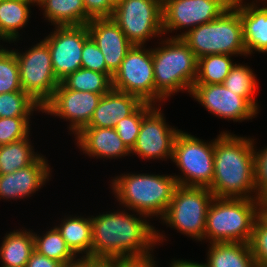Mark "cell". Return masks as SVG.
<instances>
[{"instance_id":"obj_1","label":"cell","mask_w":267,"mask_h":267,"mask_svg":"<svg viewBox=\"0 0 267 267\" xmlns=\"http://www.w3.org/2000/svg\"><path fill=\"white\" fill-rule=\"evenodd\" d=\"M137 215L138 218L135 212L131 215L122 210L91 216V260L120 263L153 260L150 251L166 236L150 225L145 215Z\"/></svg>"},{"instance_id":"obj_2","label":"cell","mask_w":267,"mask_h":267,"mask_svg":"<svg viewBox=\"0 0 267 267\" xmlns=\"http://www.w3.org/2000/svg\"><path fill=\"white\" fill-rule=\"evenodd\" d=\"M254 148L252 138L228 131L215 138L214 174L208 188L215 197L257 199Z\"/></svg>"},{"instance_id":"obj_3","label":"cell","mask_w":267,"mask_h":267,"mask_svg":"<svg viewBox=\"0 0 267 267\" xmlns=\"http://www.w3.org/2000/svg\"><path fill=\"white\" fill-rule=\"evenodd\" d=\"M112 192L121 205L146 217L165 215L178 186L174 175L122 174L113 178Z\"/></svg>"},{"instance_id":"obj_4","label":"cell","mask_w":267,"mask_h":267,"mask_svg":"<svg viewBox=\"0 0 267 267\" xmlns=\"http://www.w3.org/2000/svg\"><path fill=\"white\" fill-rule=\"evenodd\" d=\"M152 49L155 84V103L188 90L190 94L197 79L198 59L181 38L161 41Z\"/></svg>"},{"instance_id":"obj_5","label":"cell","mask_w":267,"mask_h":267,"mask_svg":"<svg viewBox=\"0 0 267 267\" xmlns=\"http://www.w3.org/2000/svg\"><path fill=\"white\" fill-rule=\"evenodd\" d=\"M257 218L258 199L214 197L207 212L204 240L249 244Z\"/></svg>"},{"instance_id":"obj_6","label":"cell","mask_w":267,"mask_h":267,"mask_svg":"<svg viewBox=\"0 0 267 267\" xmlns=\"http://www.w3.org/2000/svg\"><path fill=\"white\" fill-rule=\"evenodd\" d=\"M170 38H181L197 59L213 54L247 56L240 14L233 6L213 21Z\"/></svg>"},{"instance_id":"obj_7","label":"cell","mask_w":267,"mask_h":267,"mask_svg":"<svg viewBox=\"0 0 267 267\" xmlns=\"http://www.w3.org/2000/svg\"><path fill=\"white\" fill-rule=\"evenodd\" d=\"M214 197L206 187L178 185L161 220L180 233L202 241L204 240L207 212Z\"/></svg>"},{"instance_id":"obj_8","label":"cell","mask_w":267,"mask_h":267,"mask_svg":"<svg viewBox=\"0 0 267 267\" xmlns=\"http://www.w3.org/2000/svg\"><path fill=\"white\" fill-rule=\"evenodd\" d=\"M214 141L203 142L195 136L179 131L173 145L172 160L182 172L174 175L177 184L187 187H206L214 174Z\"/></svg>"},{"instance_id":"obj_9","label":"cell","mask_w":267,"mask_h":267,"mask_svg":"<svg viewBox=\"0 0 267 267\" xmlns=\"http://www.w3.org/2000/svg\"><path fill=\"white\" fill-rule=\"evenodd\" d=\"M112 19L132 45L144 46L152 37L163 35L160 0H118Z\"/></svg>"},{"instance_id":"obj_10","label":"cell","mask_w":267,"mask_h":267,"mask_svg":"<svg viewBox=\"0 0 267 267\" xmlns=\"http://www.w3.org/2000/svg\"><path fill=\"white\" fill-rule=\"evenodd\" d=\"M14 53L23 91L43 107L60 84L54 74L48 45L42 40L24 53L16 49Z\"/></svg>"},{"instance_id":"obj_11","label":"cell","mask_w":267,"mask_h":267,"mask_svg":"<svg viewBox=\"0 0 267 267\" xmlns=\"http://www.w3.org/2000/svg\"><path fill=\"white\" fill-rule=\"evenodd\" d=\"M112 88L155 104L152 48L133 45L112 78Z\"/></svg>"},{"instance_id":"obj_12","label":"cell","mask_w":267,"mask_h":267,"mask_svg":"<svg viewBox=\"0 0 267 267\" xmlns=\"http://www.w3.org/2000/svg\"><path fill=\"white\" fill-rule=\"evenodd\" d=\"M232 3L233 0H166L162 3L163 34L186 27L191 30L211 22L229 9Z\"/></svg>"},{"instance_id":"obj_13","label":"cell","mask_w":267,"mask_h":267,"mask_svg":"<svg viewBox=\"0 0 267 267\" xmlns=\"http://www.w3.org/2000/svg\"><path fill=\"white\" fill-rule=\"evenodd\" d=\"M102 96L68 89L60 82L50 100L42 107V113L69 120V130L76 136L89 124Z\"/></svg>"},{"instance_id":"obj_14","label":"cell","mask_w":267,"mask_h":267,"mask_svg":"<svg viewBox=\"0 0 267 267\" xmlns=\"http://www.w3.org/2000/svg\"><path fill=\"white\" fill-rule=\"evenodd\" d=\"M54 29L43 41L49 47L54 74L61 81L82 68L81 53L90 34L86 25L55 26Z\"/></svg>"},{"instance_id":"obj_15","label":"cell","mask_w":267,"mask_h":267,"mask_svg":"<svg viewBox=\"0 0 267 267\" xmlns=\"http://www.w3.org/2000/svg\"><path fill=\"white\" fill-rule=\"evenodd\" d=\"M160 109L154 106L142 118L140 132L131 154H136L144 160H159V158L172 160L174 141L180 129L166 124Z\"/></svg>"},{"instance_id":"obj_16","label":"cell","mask_w":267,"mask_h":267,"mask_svg":"<svg viewBox=\"0 0 267 267\" xmlns=\"http://www.w3.org/2000/svg\"><path fill=\"white\" fill-rule=\"evenodd\" d=\"M190 95L212 115L234 122L249 121L258 113L244 97L227 89L224 84H194Z\"/></svg>"},{"instance_id":"obj_17","label":"cell","mask_w":267,"mask_h":267,"mask_svg":"<svg viewBox=\"0 0 267 267\" xmlns=\"http://www.w3.org/2000/svg\"><path fill=\"white\" fill-rule=\"evenodd\" d=\"M86 26L104 55L107 68L114 74L133 45L112 18L91 19Z\"/></svg>"},{"instance_id":"obj_18","label":"cell","mask_w":267,"mask_h":267,"mask_svg":"<svg viewBox=\"0 0 267 267\" xmlns=\"http://www.w3.org/2000/svg\"><path fill=\"white\" fill-rule=\"evenodd\" d=\"M50 171L48 160L39 156L25 168L0 175V198L19 200L29 197L49 181Z\"/></svg>"},{"instance_id":"obj_19","label":"cell","mask_w":267,"mask_h":267,"mask_svg":"<svg viewBox=\"0 0 267 267\" xmlns=\"http://www.w3.org/2000/svg\"><path fill=\"white\" fill-rule=\"evenodd\" d=\"M75 138L78 148L89 157L115 159L131 154L115 128L84 127Z\"/></svg>"},{"instance_id":"obj_20","label":"cell","mask_w":267,"mask_h":267,"mask_svg":"<svg viewBox=\"0 0 267 267\" xmlns=\"http://www.w3.org/2000/svg\"><path fill=\"white\" fill-rule=\"evenodd\" d=\"M244 0H233L232 6L239 12L243 38L247 55L267 53V4L258 7L254 1L245 3ZM245 3V4H243Z\"/></svg>"},{"instance_id":"obj_21","label":"cell","mask_w":267,"mask_h":267,"mask_svg":"<svg viewBox=\"0 0 267 267\" xmlns=\"http://www.w3.org/2000/svg\"><path fill=\"white\" fill-rule=\"evenodd\" d=\"M142 103L136 95L112 88L102 96L89 124L85 127L115 128L117 122L131 115Z\"/></svg>"},{"instance_id":"obj_22","label":"cell","mask_w":267,"mask_h":267,"mask_svg":"<svg viewBox=\"0 0 267 267\" xmlns=\"http://www.w3.org/2000/svg\"><path fill=\"white\" fill-rule=\"evenodd\" d=\"M205 267H258L248 243H210Z\"/></svg>"},{"instance_id":"obj_23","label":"cell","mask_w":267,"mask_h":267,"mask_svg":"<svg viewBox=\"0 0 267 267\" xmlns=\"http://www.w3.org/2000/svg\"><path fill=\"white\" fill-rule=\"evenodd\" d=\"M63 222L55 226L65 240L67 247L77 257L82 255L81 259H91L92 249V224L91 217L69 216L62 220ZM86 254V255H85Z\"/></svg>"},{"instance_id":"obj_24","label":"cell","mask_w":267,"mask_h":267,"mask_svg":"<svg viewBox=\"0 0 267 267\" xmlns=\"http://www.w3.org/2000/svg\"><path fill=\"white\" fill-rule=\"evenodd\" d=\"M34 4L36 5V0L0 1V36L5 42L19 40V30L29 22L30 7Z\"/></svg>"},{"instance_id":"obj_25","label":"cell","mask_w":267,"mask_h":267,"mask_svg":"<svg viewBox=\"0 0 267 267\" xmlns=\"http://www.w3.org/2000/svg\"><path fill=\"white\" fill-rule=\"evenodd\" d=\"M0 246L2 267H26L34 249L33 232L13 230L4 236Z\"/></svg>"},{"instance_id":"obj_26","label":"cell","mask_w":267,"mask_h":267,"mask_svg":"<svg viewBox=\"0 0 267 267\" xmlns=\"http://www.w3.org/2000/svg\"><path fill=\"white\" fill-rule=\"evenodd\" d=\"M44 17L55 26L86 25L83 0H36Z\"/></svg>"},{"instance_id":"obj_27","label":"cell","mask_w":267,"mask_h":267,"mask_svg":"<svg viewBox=\"0 0 267 267\" xmlns=\"http://www.w3.org/2000/svg\"><path fill=\"white\" fill-rule=\"evenodd\" d=\"M29 135L26 138L0 146V175L13 173L31 165L39 156L34 152Z\"/></svg>"},{"instance_id":"obj_28","label":"cell","mask_w":267,"mask_h":267,"mask_svg":"<svg viewBox=\"0 0 267 267\" xmlns=\"http://www.w3.org/2000/svg\"><path fill=\"white\" fill-rule=\"evenodd\" d=\"M34 249L38 254L58 261L63 265L75 263L78 259L67 247L65 240L56 227L47 231L43 236L33 232Z\"/></svg>"},{"instance_id":"obj_29","label":"cell","mask_w":267,"mask_h":267,"mask_svg":"<svg viewBox=\"0 0 267 267\" xmlns=\"http://www.w3.org/2000/svg\"><path fill=\"white\" fill-rule=\"evenodd\" d=\"M66 88L105 95L112 89V79L105 73L79 68L60 81Z\"/></svg>"},{"instance_id":"obj_30","label":"cell","mask_w":267,"mask_h":267,"mask_svg":"<svg viewBox=\"0 0 267 267\" xmlns=\"http://www.w3.org/2000/svg\"><path fill=\"white\" fill-rule=\"evenodd\" d=\"M232 55L213 54L198 59L197 79L194 84H223L234 66Z\"/></svg>"},{"instance_id":"obj_31","label":"cell","mask_w":267,"mask_h":267,"mask_svg":"<svg viewBox=\"0 0 267 267\" xmlns=\"http://www.w3.org/2000/svg\"><path fill=\"white\" fill-rule=\"evenodd\" d=\"M256 75L253 70L247 65L235 63L226 76L223 84L225 87L237 95L244 97L257 111V100L253 97L257 89Z\"/></svg>"},{"instance_id":"obj_32","label":"cell","mask_w":267,"mask_h":267,"mask_svg":"<svg viewBox=\"0 0 267 267\" xmlns=\"http://www.w3.org/2000/svg\"><path fill=\"white\" fill-rule=\"evenodd\" d=\"M42 107L24 91L0 93V118L30 117Z\"/></svg>"},{"instance_id":"obj_33","label":"cell","mask_w":267,"mask_h":267,"mask_svg":"<svg viewBox=\"0 0 267 267\" xmlns=\"http://www.w3.org/2000/svg\"><path fill=\"white\" fill-rule=\"evenodd\" d=\"M23 91L14 50L0 47V93Z\"/></svg>"},{"instance_id":"obj_34","label":"cell","mask_w":267,"mask_h":267,"mask_svg":"<svg viewBox=\"0 0 267 267\" xmlns=\"http://www.w3.org/2000/svg\"><path fill=\"white\" fill-rule=\"evenodd\" d=\"M154 106L155 105L152 103L143 102L131 115L117 122L115 127L117 134L130 150L136 143L141 128L142 118Z\"/></svg>"},{"instance_id":"obj_35","label":"cell","mask_w":267,"mask_h":267,"mask_svg":"<svg viewBox=\"0 0 267 267\" xmlns=\"http://www.w3.org/2000/svg\"><path fill=\"white\" fill-rule=\"evenodd\" d=\"M31 117L0 118V146L26 138Z\"/></svg>"},{"instance_id":"obj_36","label":"cell","mask_w":267,"mask_h":267,"mask_svg":"<svg viewBox=\"0 0 267 267\" xmlns=\"http://www.w3.org/2000/svg\"><path fill=\"white\" fill-rule=\"evenodd\" d=\"M82 68L90 69L100 73L107 74L111 79L113 78V73L107 68L104 55L98 48L97 44L89 37L83 46L81 53Z\"/></svg>"},{"instance_id":"obj_37","label":"cell","mask_w":267,"mask_h":267,"mask_svg":"<svg viewBox=\"0 0 267 267\" xmlns=\"http://www.w3.org/2000/svg\"><path fill=\"white\" fill-rule=\"evenodd\" d=\"M258 267H267V227L257 218L249 242Z\"/></svg>"},{"instance_id":"obj_38","label":"cell","mask_w":267,"mask_h":267,"mask_svg":"<svg viewBox=\"0 0 267 267\" xmlns=\"http://www.w3.org/2000/svg\"><path fill=\"white\" fill-rule=\"evenodd\" d=\"M260 151V152H259ZM255 185L257 199H267V147L255 150Z\"/></svg>"},{"instance_id":"obj_39","label":"cell","mask_w":267,"mask_h":267,"mask_svg":"<svg viewBox=\"0 0 267 267\" xmlns=\"http://www.w3.org/2000/svg\"><path fill=\"white\" fill-rule=\"evenodd\" d=\"M86 10V24L95 18H112L115 8L113 0H83Z\"/></svg>"},{"instance_id":"obj_40","label":"cell","mask_w":267,"mask_h":267,"mask_svg":"<svg viewBox=\"0 0 267 267\" xmlns=\"http://www.w3.org/2000/svg\"><path fill=\"white\" fill-rule=\"evenodd\" d=\"M64 265L58 261L47 258L34 251L29 258L26 267H63Z\"/></svg>"},{"instance_id":"obj_41","label":"cell","mask_w":267,"mask_h":267,"mask_svg":"<svg viewBox=\"0 0 267 267\" xmlns=\"http://www.w3.org/2000/svg\"><path fill=\"white\" fill-rule=\"evenodd\" d=\"M120 262L112 261H93L91 259H85V267H121Z\"/></svg>"},{"instance_id":"obj_42","label":"cell","mask_w":267,"mask_h":267,"mask_svg":"<svg viewBox=\"0 0 267 267\" xmlns=\"http://www.w3.org/2000/svg\"><path fill=\"white\" fill-rule=\"evenodd\" d=\"M258 219L267 227V199L258 200Z\"/></svg>"},{"instance_id":"obj_43","label":"cell","mask_w":267,"mask_h":267,"mask_svg":"<svg viewBox=\"0 0 267 267\" xmlns=\"http://www.w3.org/2000/svg\"><path fill=\"white\" fill-rule=\"evenodd\" d=\"M169 267H205L204 263H198V262H192V261H187V260H174L171 262Z\"/></svg>"},{"instance_id":"obj_44","label":"cell","mask_w":267,"mask_h":267,"mask_svg":"<svg viewBox=\"0 0 267 267\" xmlns=\"http://www.w3.org/2000/svg\"><path fill=\"white\" fill-rule=\"evenodd\" d=\"M156 261L150 260L146 262H129V263H122L121 267H158L156 266Z\"/></svg>"},{"instance_id":"obj_45","label":"cell","mask_w":267,"mask_h":267,"mask_svg":"<svg viewBox=\"0 0 267 267\" xmlns=\"http://www.w3.org/2000/svg\"><path fill=\"white\" fill-rule=\"evenodd\" d=\"M63 267H85V259L78 258L75 263L64 265Z\"/></svg>"}]
</instances>
